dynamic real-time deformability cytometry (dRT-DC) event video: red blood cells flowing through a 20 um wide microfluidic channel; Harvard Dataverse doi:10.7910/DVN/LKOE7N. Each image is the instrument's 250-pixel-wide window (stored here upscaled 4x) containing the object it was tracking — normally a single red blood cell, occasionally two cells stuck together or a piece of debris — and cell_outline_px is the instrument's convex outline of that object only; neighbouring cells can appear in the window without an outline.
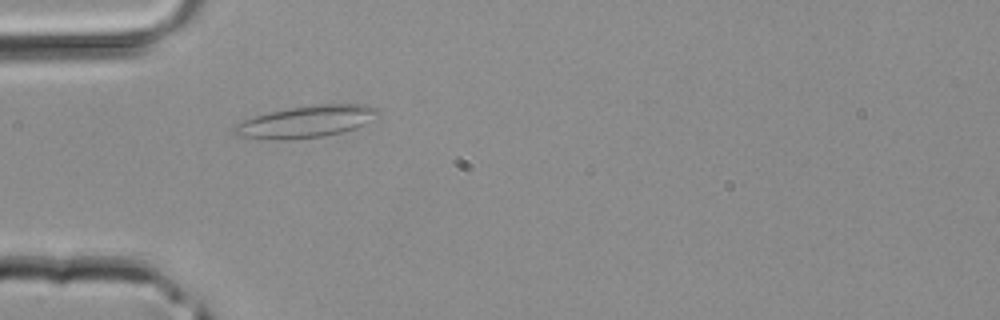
{"species": "common noctule bat (a hibernating species)", "species_latin": "Nyctalus noctula", "temperature_condition": "room temperature", "stored_images_in_passage": 33, "camera_frame_rate_fps": 3000, "um_per_image_px": 0.085, "animal": {"sex": "male", "body_mass_g": 20.4}, "frame": {"image": 1, "passage_image": 5, "time_ms": 1.333, "image_size_px": [1000, 320], "cell_outline_px": [[380, 116], [356, 128], [324, 136], [284, 140], [232, 136], [232, 128], [240, 120], [252, 116], [268, 112], [288, 108], [320, 104], [364, 104], [380, 108]], "centroid_in_image_um": [26.0, 10.33], "position_along_channel_um": 59.0, "area_um2": 27.11}}
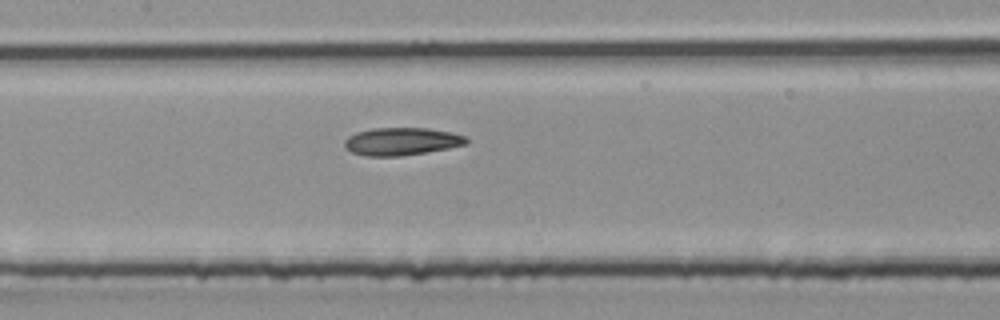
{"frame": {"image": 2, "passage_image": 12, "time_ms": 3.667, "image_size_px": [1000, 320], "cell_outline_px": [[468, 144], [428, 152], [400, 156], [364, 156], [352, 152], [344, 148], [344, 140], [348, 136], [356, 132], [372, 128], [428, 128], [452, 132], [468, 136]], "centroid_in_image_um": [34.14, 12.02], "position_along_channel_um": 173.3, "area_um2": 19.94}}
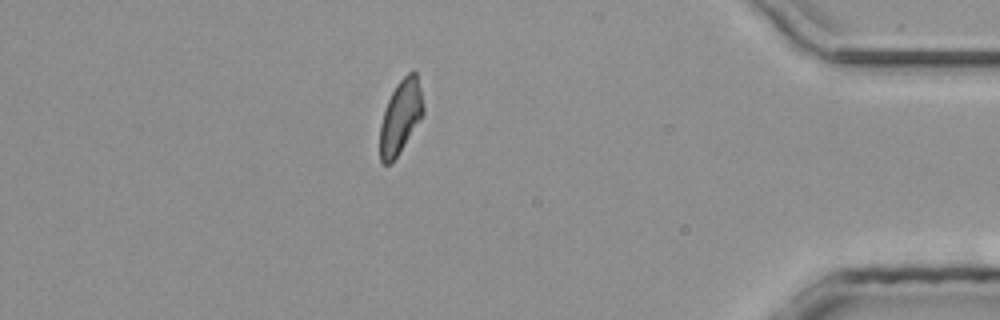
{"frame": {"image": 3, "passage_image": 28, "time_ms": 9.0, "image_size_px": [1000, 320], "cell_outline_px": [[424, 112], [420, 120], [392, 164], [380, 164], [380, 124], [384, 108], [396, 84], [412, 68], [416, 72], [420, 88], [424, 108]], "centroid_in_image_um": [34.03, 9.93], "position_along_channel_um": 401.2, "area_um2": 18.67}}